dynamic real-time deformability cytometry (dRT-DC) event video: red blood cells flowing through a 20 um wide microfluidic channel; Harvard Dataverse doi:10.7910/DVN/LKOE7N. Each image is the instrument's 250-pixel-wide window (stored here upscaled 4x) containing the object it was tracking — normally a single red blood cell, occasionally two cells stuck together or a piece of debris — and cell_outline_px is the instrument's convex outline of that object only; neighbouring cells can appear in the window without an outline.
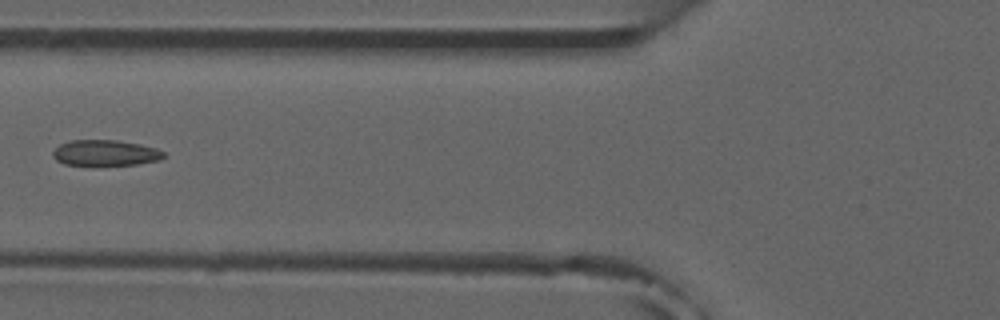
{"species": "common noctule bat (a hibernating species)", "species_latin": "Nyctalus noctula", "temperature_condition": "room temperature", "stored_images_in_passage": 5, "camera_frame_rate_fps": 3000, "um_per_image_px": 0.085, "animal": {"sex": "male", "forearm_length_mm": 52.5}, "frame": {"image": 1, "passage_image": 5, "time_ms": 5.333, "image_size_px": [1000, 320], "cell_outline_px": [[168, 156], [160, 160], [136, 164], [64, 164], [56, 160], [52, 156], [52, 152], [60, 144], [72, 140], [116, 140], [140, 144], [156, 148], [164, 152]], "centroid_in_image_um": [8.98, 12.98], "position_along_channel_um": 116.8, "area_um2": 16.47}}